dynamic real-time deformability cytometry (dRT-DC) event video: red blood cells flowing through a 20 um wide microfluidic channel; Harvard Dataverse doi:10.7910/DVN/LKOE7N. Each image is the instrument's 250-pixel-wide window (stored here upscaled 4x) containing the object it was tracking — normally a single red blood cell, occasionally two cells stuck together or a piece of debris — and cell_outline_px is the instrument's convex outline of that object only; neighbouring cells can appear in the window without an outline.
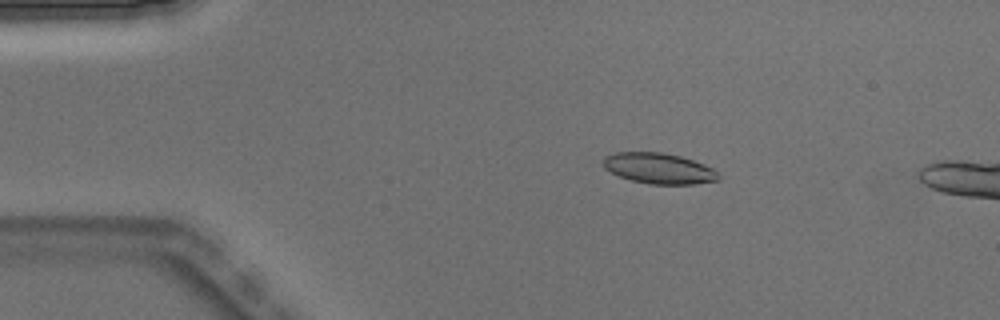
{"species": "Egyptian fruit bat (a non-hibernating species)", "species_latin": "Rousettus aegyptiacus", "temperature_condition": "warm", "stored_images_in_passage": 5, "camera_frame_rate_fps": 3000, "um_per_image_px": 0.085, "animal": {"sex": "male"}, "frame": {"image": 1, "passage_image": 3, "time_ms": 0.667, "image_size_px": [1000, 320], "cell_outline_px": [[720, 176], [716, 180], [692, 184], [648, 184], [632, 180], [620, 176], [604, 168], [604, 156], [616, 152], [664, 152], [680, 156], [704, 164], [712, 168]], "centroid_in_image_um": [55.99, 14.3], "position_along_channel_um": 29.0, "area_um2": 20.4}}